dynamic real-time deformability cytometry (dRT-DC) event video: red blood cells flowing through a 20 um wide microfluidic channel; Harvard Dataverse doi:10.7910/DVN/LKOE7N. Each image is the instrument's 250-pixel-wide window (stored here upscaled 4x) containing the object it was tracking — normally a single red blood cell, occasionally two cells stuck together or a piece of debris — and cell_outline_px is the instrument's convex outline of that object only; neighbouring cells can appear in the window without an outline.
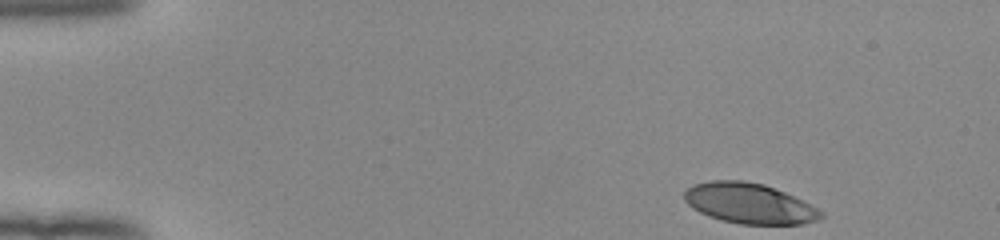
{"species": "human", "species_latin": "Homo sapiens", "temperature_condition": "room temperature", "stored_images_in_passage": 42, "camera_frame_rate_fps": 3000, "um_per_image_px": 0.085, "donor": {"sex": "female"}, "frame": {"image": 1, "passage_image": 1, "time_ms": 0.0, "image_size_px": [1000, 240], "cell_outline_px": [[824, 216], [816, 220], [804, 224], [740, 224], [720, 220], [708, 216], [692, 208], [684, 200], [684, 192], [692, 184], [712, 180], [744, 180], [764, 184], [804, 200], [824, 212]], "centroid_in_image_um": [63.69, 17.29], "position_along_channel_um": 21.3, "area_um2": 32.37}}
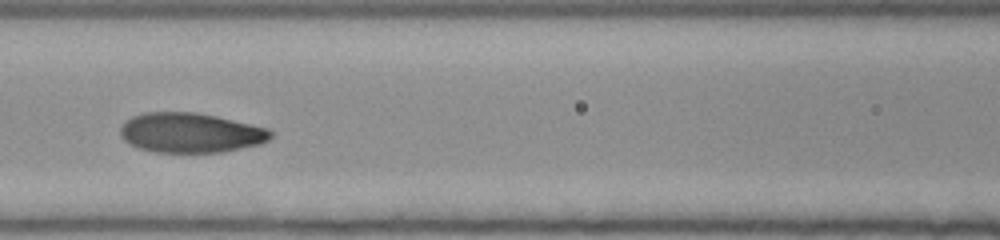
{"frame": {"image": 2, "passage_image": 19, "time_ms": 6.0, "image_size_px": [1000, 240], "cell_outline_px": [[272, 136], [268, 140], [260, 144], [224, 152], [156, 152], [140, 148], [128, 144], [120, 136], [120, 128], [132, 116], [144, 112], [196, 112], [216, 116], [268, 128], [272, 132]], "centroid_in_image_um": [16.19, 11.28], "position_along_channel_um": 150.4, "area_um2": 34.85}}
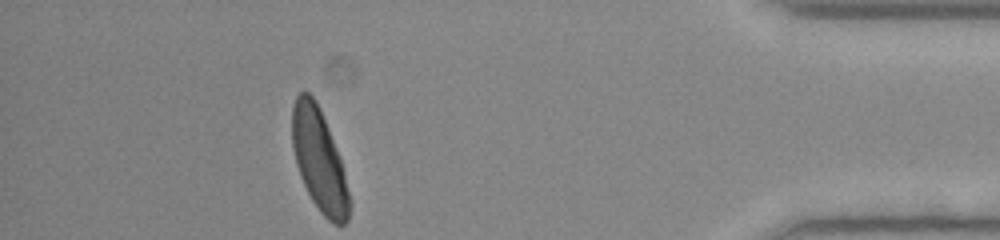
{"frame": {"image": 3, "passage_image": 42, "time_ms": 13.667, "image_size_px": [1000, 240], "cell_outline_px": [[352, 204], [348, 220], [344, 224], [332, 224], [320, 212], [312, 200], [300, 176], [296, 164], [292, 148], [292, 104], [296, 96], [304, 88], [316, 100], [320, 108], [340, 156]], "centroid_in_image_um": [27.13, 13.6], "position_along_channel_um": 408.1, "area_um2": 34.45}, "authors_computed_cell_mechanics": {"area_um2": 34.4777, "velocity_mm_per_s": 3.9542, "shape_relaxation_time_tau1_ms": 3.0187, "shape_relaxation_time_tau2_ms": 1.0671, "deformation_change_tau1": 0.1763, "deformation_change_tau2": 0.0546}}